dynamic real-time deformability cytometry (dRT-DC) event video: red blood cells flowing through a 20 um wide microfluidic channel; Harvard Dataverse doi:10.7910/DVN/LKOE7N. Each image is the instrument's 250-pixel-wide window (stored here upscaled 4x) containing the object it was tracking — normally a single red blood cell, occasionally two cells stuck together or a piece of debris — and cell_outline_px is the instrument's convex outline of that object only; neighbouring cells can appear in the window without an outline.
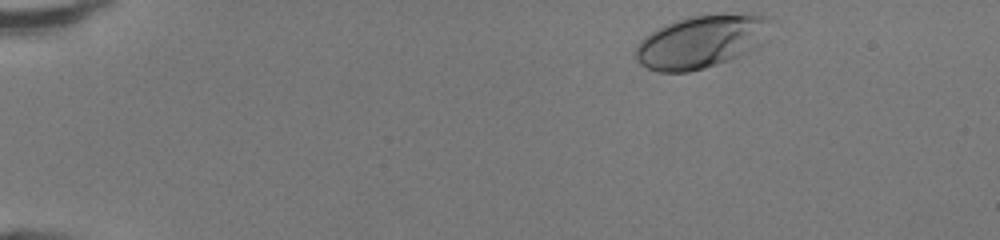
{"species": "human", "species_latin": "Homo sapiens", "temperature_condition": "room temperature", "stored_images_in_passage": 42, "camera_frame_rate_fps": 3000, "um_per_image_px": 0.085, "donor": {"sex": "female"}, "frame": {"image": 1, "passage_image": 1, "time_ms": 0.0, "image_size_px": [1000, 240], "cell_outline_px": [[772, 20], [768, 40], [764, 44], [748, 52], [728, 60], [704, 68], [688, 72], [660, 72], [648, 68], [640, 64], [636, 60], [636, 44], [644, 36], [668, 24], [692, 16], [724, 12], [744, 12], [772, 16]], "centroid_in_image_um": [59.72, 3.5], "position_along_channel_um": 25.3, "area_um2": 42.37}}
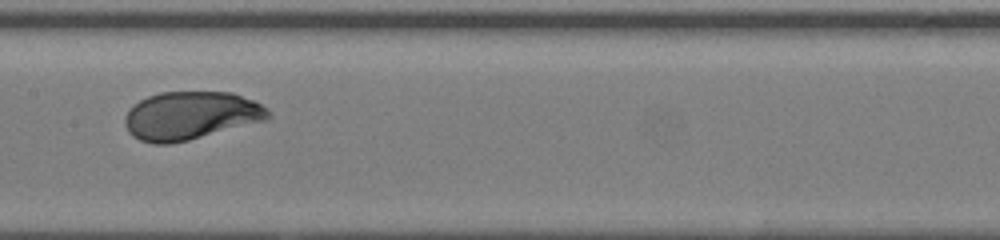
{"frame": {"image": 2, "passage_image": 20, "time_ms": 6.333, "image_size_px": [1000, 240], "cell_outline_px": [[272, 116], [268, 120], [172, 144], [152, 144], [140, 140], [132, 136], [128, 132], [124, 124], [124, 116], [128, 108], [132, 104], [148, 96], [160, 92], [232, 92], [252, 100], [268, 108]], "centroid_in_image_um": [16.18, 9.83], "position_along_channel_um": 191.2, "area_um2": 40.63}}
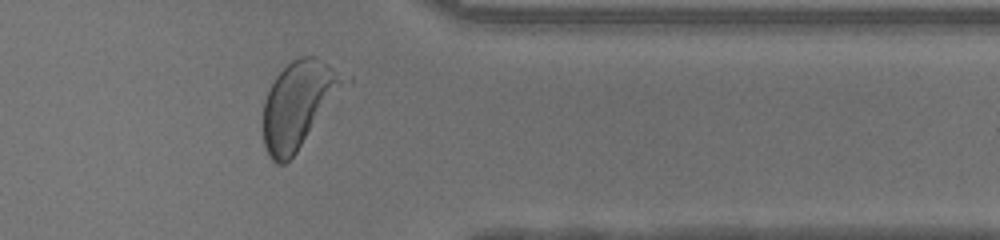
{"frame": {"image": 3, "passage_image": 34, "time_ms": 11.0, "image_size_px": [1000, 240], "cell_outline_px": [[344, 76], [296, 152], [284, 164], [276, 164], [268, 156], [264, 144], [264, 100], [276, 76], [292, 60], [300, 56], [316, 56], [328, 64]], "centroid_in_image_um": [25.19, 8.88], "position_along_channel_um": 386.2, "area_um2": 37.69}, "authors_computed_cell_mechanics": {"area_um2": 40.8357, "velocity_mm_per_s": 4.2988, "shape_relaxation_time_tau1_ms": 1.9255, "shape_relaxation_time_tau2_ms": null, "deformation_change_tau1": 0.1435, "deformation_change_tau2": null}}